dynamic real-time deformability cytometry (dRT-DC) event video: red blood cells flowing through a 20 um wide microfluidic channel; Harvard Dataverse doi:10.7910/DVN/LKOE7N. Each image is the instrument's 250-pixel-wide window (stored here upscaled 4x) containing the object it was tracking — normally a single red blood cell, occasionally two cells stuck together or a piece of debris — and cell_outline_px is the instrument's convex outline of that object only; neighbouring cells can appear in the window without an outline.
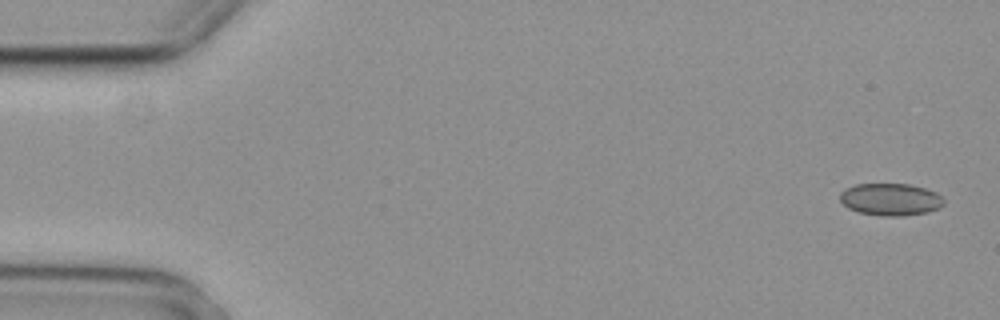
{"species": "common noctule bat (a hibernating species)", "species_latin": "Nyctalus noctula", "temperature_condition": "cold", "stored_images_in_passage": 4, "camera_frame_rate_fps": 3000, "um_per_image_px": 0.085, "animal": {"sex": "female", "body_mass_g": 29.2, "forearm_length_mm": 56.3}, "frame": {"image": 1, "passage_image": 1, "time_ms": 0.0, "image_size_px": [1000, 320], "cell_outline_px": [[944, 204], [940, 208], [928, 212], [904, 216], [884, 216], [860, 212], [848, 208], [840, 200], [840, 192], [844, 188], [856, 184], [908, 184], [924, 188], [936, 192], [944, 200]], "centroid_in_image_um": [75.7, 16.95], "position_along_channel_um": 9.3, "area_um2": 19.54}}
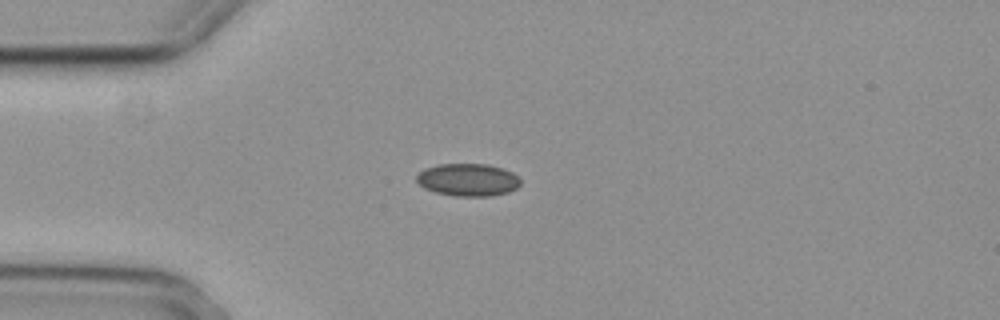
{"frame": {"image": 2, "passage_image": 4, "time_ms": 1.0, "image_size_px": [1000, 320], "cell_outline_px": [[520, 184], [516, 188], [508, 192], [492, 196], [456, 196], [436, 192], [424, 188], [416, 180], [416, 176], [424, 168], [440, 164], [488, 164], [512, 172], [520, 180]], "centroid_in_image_um": [39.76, 15.28], "position_along_channel_um": 45.2, "area_um2": 19.59}}